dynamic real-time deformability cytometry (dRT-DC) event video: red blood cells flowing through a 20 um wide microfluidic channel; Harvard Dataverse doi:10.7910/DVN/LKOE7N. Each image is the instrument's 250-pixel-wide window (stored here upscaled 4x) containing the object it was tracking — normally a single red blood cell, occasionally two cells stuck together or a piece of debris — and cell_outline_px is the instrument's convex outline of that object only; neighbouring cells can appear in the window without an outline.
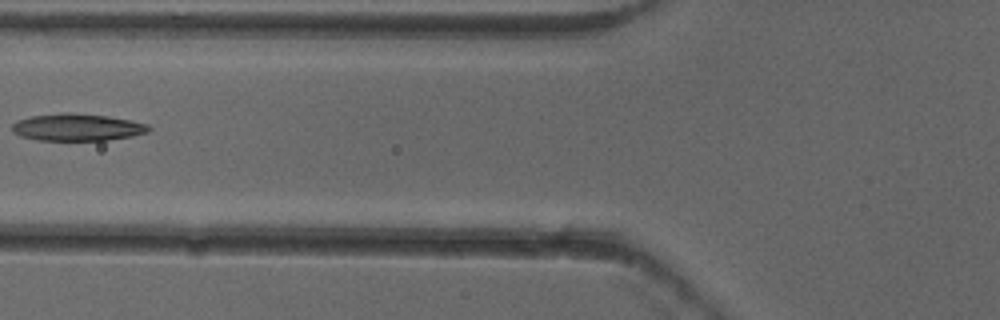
{"species": "common noctule bat (a hibernating species)", "species_latin": "Nyctalus noctula", "temperature_condition": "cold", "stored_images_in_passage": 7, "camera_frame_rate_fps": 3000, "um_per_image_px": 0.085, "animal": {"sex": "female"}, "frame": {"image": 1, "passage_image": 6, "time_ms": 1.667, "image_size_px": [1000, 320], "cell_outline_px": [[152, 128], [148, 132], [132, 136], [108, 140], [36, 140], [20, 136], [12, 132], [12, 124], [16, 120], [32, 116], [108, 116], [148, 124]], "centroid_in_image_um": [6.58, 10.88], "position_along_channel_um": 119.2, "area_um2": 20.52}}
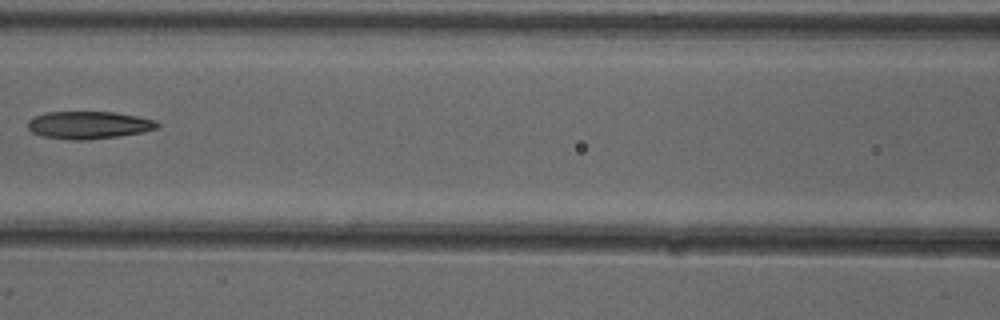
{"frame": {"image": 2, "passage_image": 7, "time_ms": 2.0, "image_size_px": [1000, 320], "cell_outline_px": [[160, 128], [144, 132], [120, 136], [88, 140], [72, 140], [44, 136], [32, 132], [28, 128], [28, 120], [36, 116], [48, 112], [116, 112], [156, 120], [160, 124]], "centroid_in_image_um": [7.6, 10.63], "position_along_channel_um": 159.0, "area_um2": 20.87}}